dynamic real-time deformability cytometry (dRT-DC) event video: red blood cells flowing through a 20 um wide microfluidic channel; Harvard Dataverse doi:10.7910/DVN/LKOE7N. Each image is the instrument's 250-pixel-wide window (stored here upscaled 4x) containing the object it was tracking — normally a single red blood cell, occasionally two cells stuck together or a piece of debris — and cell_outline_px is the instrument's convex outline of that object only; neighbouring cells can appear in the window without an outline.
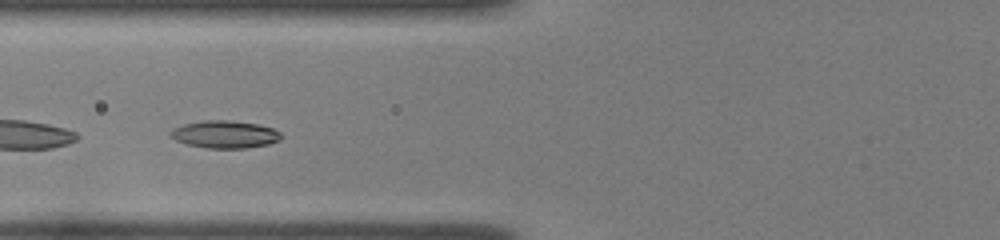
{"species": "common noctule bat (a hibernating species)", "species_latin": "Nyctalus noctula", "temperature_condition": "room temperature", "stored_images_in_passage": 33, "camera_frame_rate_fps": 3000, "um_per_image_px": 0.085, "animal": {"sex": "female", "body_mass_g": 22.0, "forearm_length_mm": 56.7}, "frame": {"image": 1, "passage_image": 6, "time_ms": 1.667, "image_size_px": [1000, 240], "cell_outline_px": [[284, 136], [280, 140], [268, 144], [244, 148], [204, 148], [184, 144], [176, 140], [172, 136], [172, 132], [176, 128], [184, 124], [204, 120], [228, 120], [256, 124], [272, 128], [280, 132]], "centroid_in_image_um": [19.15, 11.43], "position_along_channel_um": 106.6, "area_um2": 17.57}, "authors_computed_cell_mechanics": {"area_um2": 17.34, "velocity_mm_per_s": 3.938, "shape_relaxation_time_tau1_ms": 3.533, "shape_relaxation_time_tau2_ms": 1.5066, "deformation_change_tau1": 0.1172, "deformation_change_tau2": 0.0393}}